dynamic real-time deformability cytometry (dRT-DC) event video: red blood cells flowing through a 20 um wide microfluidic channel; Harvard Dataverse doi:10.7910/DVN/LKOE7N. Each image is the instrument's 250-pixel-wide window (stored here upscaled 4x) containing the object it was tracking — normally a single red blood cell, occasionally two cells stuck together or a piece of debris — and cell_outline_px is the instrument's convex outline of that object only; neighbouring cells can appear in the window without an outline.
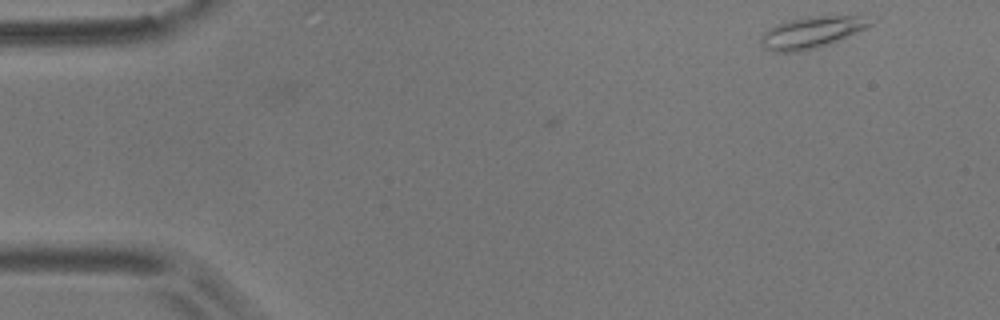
{"species": "common noctule bat (a hibernating species)", "species_latin": "Nyctalus noctula", "temperature_condition": "room temperature", "stored_images_in_passage": 2, "camera_frame_rate_fps": 3000, "um_per_image_px": 0.085, "animal": {"sex": "male", "body_mass_g": 17.9}, "frame": {"image": 1, "passage_image": 2, "time_ms": 0.333, "image_size_px": [1000, 320], "cell_outline_px": [[872, 24], [856, 32], [816, 48], [800, 52], [772, 52], [764, 48], [760, 44], [760, 36], [764, 32], [776, 24], [788, 20], [812, 16], [860, 16]], "centroid_in_image_um": [68.84, 2.77], "position_along_channel_um": 16.2, "area_um2": 19.59}}